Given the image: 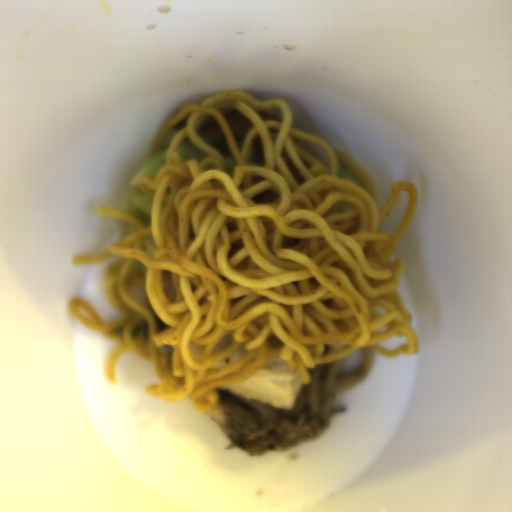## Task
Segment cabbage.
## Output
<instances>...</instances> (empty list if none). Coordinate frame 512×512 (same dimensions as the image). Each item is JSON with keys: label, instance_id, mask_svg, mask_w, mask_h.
<instances>
[{"label": "cabbage", "instance_id": "obj_2", "mask_svg": "<svg viewBox=\"0 0 512 512\" xmlns=\"http://www.w3.org/2000/svg\"><path fill=\"white\" fill-rule=\"evenodd\" d=\"M175 150L181 155V159L184 162L187 160H197L200 163L207 157L185 138L178 143Z\"/></svg>", "mask_w": 512, "mask_h": 512}, {"label": "cabbage", "instance_id": "obj_3", "mask_svg": "<svg viewBox=\"0 0 512 512\" xmlns=\"http://www.w3.org/2000/svg\"><path fill=\"white\" fill-rule=\"evenodd\" d=\"M338 177L339 179H348L357 186H359L360 188L365 190V184L361 176L341 160L338 166Z\"/></svg>", "mask_w": 512, "mask_h": 512}, {"label": "cabbage", "instance_id": "obj_4", "mask_svg": "<svg viewBox=\"0 0 512 512\" xmlns=\"http://www.w3.org/2000/svg\"><path fill=\"white\" fill-rule=\"evenodd\" d=\"M139 249L140 251H145L150 256H153L158 247L153 236L151 235L141 241Z\"/></svg>", "mask_w": 512, "mask_h": 512}, {"label": "cabbage", "instance_id": "obj_1", "mask_svg": "<svg viewBox=\"0 0 512 512\" xmlns=\"http://www.w3.org/2000/svg\"><path fill=\"white\" fill-rule=\"evenodd\" d=\"M169 144L158 150L149 160H147L141 169L135 173L130 185L134 192L126 201L123 210L139 217L145 227H151V214L153 208L154 195L146 193L138 188L137 179L139 176H147L155 180L158 171L165 164L166 154Z\"/></svg>", "mask_w": 512, "mask_h": 512}, {"label": "cabbage", "instance_id": "obj_5", "mask_svg": "<svg viewBox=\"0 0 512 512\" xmlns=\"http://www.w3.org/2000/svg\"><path fill=\"white\" fill-rule=\"evenodd\" d=\"M225 159L226 173L232 174L233 168L235 166V161L232 156H223Z\"/></svg>", "mask_w": 512, "mask_h": 512}]
</instances>
